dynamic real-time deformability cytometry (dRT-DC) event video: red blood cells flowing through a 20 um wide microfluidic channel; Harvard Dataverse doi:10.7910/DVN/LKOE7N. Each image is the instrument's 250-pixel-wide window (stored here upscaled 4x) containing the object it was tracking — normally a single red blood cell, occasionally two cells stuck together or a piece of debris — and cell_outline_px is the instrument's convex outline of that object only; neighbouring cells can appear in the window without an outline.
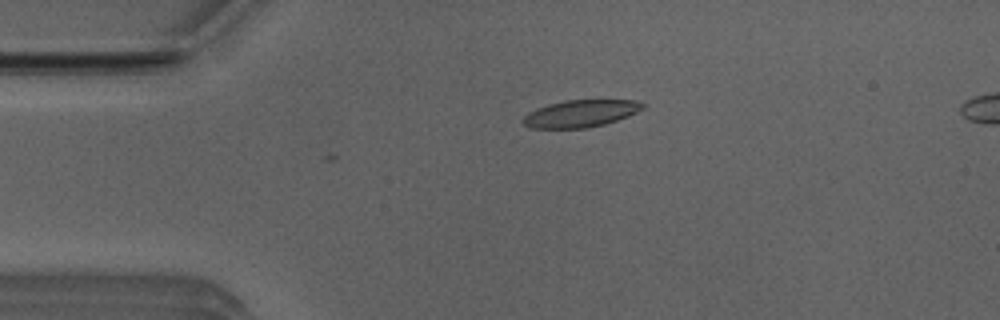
{"species": "Egyptian fruit bat (a non-hibernating species)", "species_latin": "Rousettus aegyptiacus", "temperature_condition": "room temperature", "stored_images_in_passage": 33, "camera_frame_rate_fps": 3000, "um_per_image_px": 0.085, "animal": {"sex": "male"}, "frame": {"image": 1, "passage_image": 1, "time_ms": 0.0, "image_size_px": [1000, 320], "cell_outline_px": [[644, 108], [628, 116], [604, 124], [588, 128], [532, 128], [524, 124], [524, 116], [528, 112], [536, 108], [548, 104], [564, 100], [636, 100], [644, 104]], "centroid_in_image_um": [49.35, 9.64], "position_along_channel_um": 35.7, "area_um2": 18.84}}
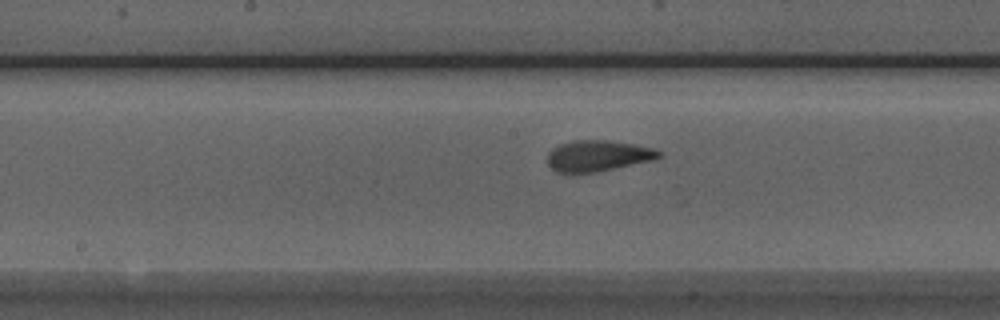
{"frame": {"image": 2, "passage_image": 16, "time_ms": 5.0, "image_size_px": [1000, 320], "cell_outline_px": [[664, 156], [656, 160], [600, 172], [568, 176], [556, 172], [548, 164], [548, 152], [552, 148], [560, 144], [576, 140], [608, 140], [632, 144], [652, 148], [664, 152]], "centroid_in_image_um": [50.83, 13.29], "position_along_channel_um": 197.4, "area_um2": 21.04}}
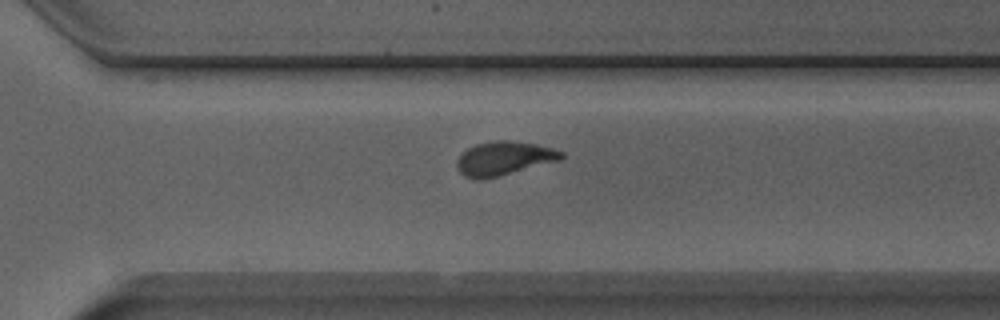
{"frame": {"image": 3, "passage_image": 26, "time_ms": 8.333, "image_size_px": [1000, 320], "cell_outline_px": [[564, 156], [560, 160], [500, 176], [480, 180], [476, 180], [464, 176], [460, 172], [456, 164], [456, 160], [468, 148], [476, 144], [496, 140], [508, 140], [536, 144], [552, 148], [564, 152]], "centroid_in_image_um": [42.83, 13.47], "position_along_channel_um": 327.8, "area_um2": 20.58}, "authors_computed_cell_mechanics": {"area_um2": 20.3456, "velocity_mm_per_s": 3.925, "shape_relaxation_time_tau1_ms": 4.3038, "shape_relaxation_time_tau2_ms": 1.1704, "deformation_change_tau1": 0.1549, "deformation_change_tau2": 0.0788}}